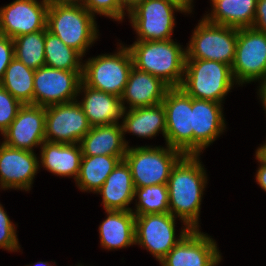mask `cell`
Instances as JSON below:
<instances>
[{"label":"cell","instance_id":"obj_1","mask_svg":"<svg viewBox=\"0 0 266 266\" xmlns=\"http://www.w3.org/2000/svg\"><path fill=\"white\" fill-rule=\"evenodd\" d=\"M200 158V155L184 154L172 168L167 183L169 212L190 229L201 228V204L208 184Z\"/></svg>","mask_w":266,"mask_h":266},{"label":"cell","instance_id":"obj_2","mask_svg":"<svg viewBox=\"0 0 266 266\" xmlns=\"http://www.w3.org/2000/svg\"><path fill=\"white\" fill-rule=\"evenodd\" d=\"M133 66L162 79L172 87H180L184 78L186 47L173 39L134 41L127 45Z\"/></svg>","mask_w":266,"mask_h":266},{"label":"cell","instance_id":"obj_3","mask_svg":"<svg viewBox=\"0 0 266 266\" xmlns=\"http://www.w3.org/2000/svg\"><path fill=\"white\" fill-rule=\"evenodd\" d=\"M46 28L83 57L100 36L96 16L81 3L49 6Z\"/></svg>","mask_w":266,"mask_h":266},{"label":"cell","instance_id":"obj_4","mask_svg":"<svg viewBox=\"0 0 266 266\" xmlns=\"http://www.w3.org/2000/svg\"><path fill=\"white\" fill-rule=\"evenodd\" d=\"M236 85L231 66L213 60L186 59L180 88L190 97L223 104Z\"/></svg>","mask_w":266,"mask_h":266},{"label":"cell","instance_id":"obj_5","mask_svg":"<svg viewBox=\"0 0 266 266\" xmlns=\"http://www.w3.org/2000/svg\"><path fill=\"white\" fill-rule=\"evenodd\" d=\"M114 53L90 57L83 62L82 82L96 90L122 96L133 67L129 48L118 43Z\"/></svg>","mask_w":266,"mask_h":266},{"label":"cell","instance_id":"obj_6","mask_svg":"<svg viewBox=\"0 0 266 266\" xmlns=\"http://www.w3.org/2000/svg\"><path fill=\"white\" fill-rule=\"evenodd\" d=\"M184 154L169 145L130 146L124 156L134 188L167 184L174 165Z\"/></svg>","mask_w":266,"mask_h":266},{"label":"cell","instance_id":"obj_7","mask_svg":"<svg viewBox=\"0 0 266 266\" xmlns=\"http://www.w3.org/2000/svg\"><path fill=\"white\" fill-rule=\"evenodd\" d=\"M192 31L186 47V59L213 60L233 65L237 28L214 24L202 17Z\"/></svg>","mask_w":266,"mask_h":266},{"label":"cell","instance_id":"obj_8","mask_svg":"<svg viewBox=\"0 0 266 266\" xmlns=\"http://www.w3.org/2000/svg\"><path fill=\"white\" fill-rule=\"evenodd\" d=\"M186 12L168 0H141L129 12L128 19L136 34L135 41H165L172 39L176 17Z\"/></svg>","mask_w":266,"mask_h":266},{"label":"cell","instance_id":"obj_9","mask_svg":"<svg viewBox=\"0 0 266 266\" xmlns=\"http://www.w3.org/2000/svg\"><path fill=\"white\" fill-rule=\"evenodd\" d=\"M176 220L170 212L135 216V245L146 249L160 262L191 230L184 225L177 237Z\"/></svg>","mask_w":266,"mask_h":266},{"label":"cell","instance_id":"obj_10","mask_svg":"<svg viewBox=\"0 0 266 266\" xmlns=\"http://www.w3.org/2000/svg\"><path fill=\"white\" fill-rule=\"evenodd\" d=\"M238 86L266 77V33L252 27L237 28L234 63L231 66Z\"/></svg>","mask_w":266,"mask_h":266},{"label":"cell","instance_id":"obj_11","mask_svg":"<svg viewBox=\"0 0 266 266\" xmlns=\"http://www.w3.org/2000/svg\"><path fill=\"white\" fill-rule=\"evenodd\" d=\"M162 104L166 112L165 144L193 155L192 97L180 87H172Z\"/></svg>","mask_w":266,"mask_h":266},{"label":"cell","instance_id":"obj_12","mask_svg":"<svg viewBox=\"0 0 266 266\" xmlns=\"http://www.w3.org/2000/svg\"><path fill=\"white\" fill-rule=\"evenodd\" d=\"M91 127L77 100L46 107L45 141L80 144Z\"/></svg>","mask_w":266,"mask_h":266},{"label":"cell","instance_id":"obj_13","mask_svg":"<svg viewBox=\"0 0 266 266\" xmlns=\"http://www.w3.org/2000/svg\"><path fill=\"white\" fill-rule=\"evenodd\" d=\"M82 71L42 66L34 73L33 105L47 107L78 99Z\"/></svg>","mask_w":266,"mask_h":266},{"label":"cell","instance_id":"obj_14","mask_svg":"<svg viewBox=\"0 0 266 266\" xmlns=\"http://www.w3.org/2000/svg\"><path fill=\"white\" fill-rule=\"evenodd\" d=\"M222 254L212 236L191 229L159 262L161 266H218Z\"/></svg>","mask_w":266,"mask_h":266},{"label":"cell","instance_id":"obj_15","mask_svg":"<svg viewBox=\"0 0 266 266\" xmlns=\"http://www.w3.org/2000/svg\"><path fill=\"white\" fill-rule=\"evenodd\" d=\"M39 156L34 151L0 143V189L29 192L39 173Z\"/></svg>","mask_w":266,"mask_h":266},{"label":"cell","instance_id":"obj_16","mask_svg":"<svg viewBox=\"0 0 266 266\" xmlns=\"http://www.w3.org/2000/svg\"><path fill=\"white\" fill-rule=\"evenodd\" d=\"M48 6L39 0H14L0 7V34L9 38L46 30Z\"/></svg>","mask_w":266,"mask_h":266},{"label":"cell","instance_id":"obj_17","mask_svg":"<svg viewBox=\"0 0 266 266\" xmlns=\"http://www.w3.org/2000/svg\"><path fill=\"white\" fill-rule=\"evenodd\" d=\"M46 107L25 104L1 134L3 143L12 148L34 151L45 141Z\"/></svg>","mask_w":266,"mask_h":266},{"label":"cell","instance_id":"obj_18","mask_svg":"<svg viewBox=\"0 0 266 266\" xmlns=\"http://www.w3.org/2000/svg\"><path fill=\"white\" fill-rule=\"evenodd\" d=\"M223 106L222 103L192 98L193 155H201L226 131Z\"/></svg>","mask_w":266,"mask_h":266},{"label":"cell","instance_id":"obj_19","mask_svg":"<svg viewBox=\"0 0 266 266\" xmlns=\"http://www.w3.org/2000/svg\"><path fill=\"white\" fill-rule=\"evenodd\" d=\"M170 88L159 77L133 66L121 96L123 108L124 110H129L162 103Z\"/></svg>","mask_w":266,"mask_h":266},{"label":"cell","instance_id":"obj_20","mask_svg":"<svg viewBox=\"0 0 266 266\" xmlns=\"http://www.w3.org/2000/svg\"><path fill=\"white\" fill-rule=\"evenodd\" d=\"M80 95H83L81 100ZM77 101L91 126L110 125L122 121L124 108L120 97L93 89L81 81Z\"/></svg>","mask_w":266,"mask_h":266},{"label":"cell","instance_id":"obj_21","mask_svg":"<svg viewBox=\"0 0 266 266\" xmlns=\"http://www.w3.org/2000/svg\"><path fill=\"white\" fill-rule=\"evenodd\" d=\"M82 156L80 144L44 141L40 146L39 167H43L53 175L76 180Z\"/></svg>","mask_w":266,"mask_h":266},{"label":"cell","instance_id":"obj_22","mask_svg":"<svg viewBox=\"0 0 266 266\" xmlns=\"http://www.w3.org/2000/svg\"><path fill=\"white\" fill-rule=\"evenodd\" d=\"M124 140L128 147L129 142L125 139L126 133H132L139 138L152 139L162 134L165 140L166 112L162 103L124 110L122 121Z\"/></svg>","mask_w":266,"mask_h":266},{"label":"cell","instance_id":"obj_23","mask_svg":"<svg viewBox=\"0 0 266 266\" xmlns=\"http://www.w3.org/2000/svg\"><path fill=\"white\" fill-rule=\"evenodd\" d=\"M134 192L130 167L121 160L95 193L101 195L104 210L131 211Z\"/></svg>","mask_w":266,"mask_h":266},{"label":"cell","instance_id":"obj_24","mask_svg":"<svg viewBox=\"0 0 266 266\" xmlns=\"http://www.w3.org/2000/svg\"><path fill=\"white\" fill-rule=\"evenodd\" d=\"M105 213L106 218L98 228L101 247L109 251L135 245V214L122 210Z\"/></svg>","mask_w":266,"mask_h":266},{"label":"cell","instance_id":"obj_25","mask_svg":"<svg viewBox=\"0 0 266 266\" xmlns=\"http://www.w3.org/2000/svg\"><path fill=\"white\" fill-rule=\"evenodd\" d=\"M83 156L108 155L124 157L128 146L121 122L92 126L80 141Z\"/></svg>","mask_w":266,"mask_h":266},{"label":"cell","instance_id":"obj_26","mask_svg":"<svg viewBox=\"0 0 266 266\" xmlns=\"http://www.w3.org/2000/svg\"><path fill=\"white\" fill-rule=\"evenodd\" d=\"M211 12L203 17L214 24L235 28L252 27L257 0H210Z\"/></svg>","mask_w":266,"mask_h":266},{"label":"cell","instance_id":"obj_27","mask_svg":"<svg viewBox=\"0 0 266 266\" xmlns=\"http://www.w3.org/2000/svg\"><path fill=\"white\" fill-rule=\"evenodd\" d=\"M121 160H124V157L108 155L82 156L79 174L74 180L77 188L81 192L95 194Z\"/></svg>","mask_w":266,"mask_h":266},{"label":"cell","instance_id":"obj_28","mask_svg":"<svg viewBox=\"0 0 266 266\" xmlns=\"http://www.w3.org/2000/svg\"><path fill=\"white\" fill-rule=\"evenodd\" d=\"M35 70L14 58L0 85L23 105L33 104Z\"/></svg>","mask_w":266,"mask_h":266},{"label":"cell","instance_id":"obj_29","mask_svg":"<svg viewBox=\"0 0 266 266\" xmlns=\"http://www.w3.org/2000/svg\"><path fill=\"white\" fill-rule=\"evenodd\" d=\"M45 66L65 71H83V56L56 35L45 30Z\"/></svg>","mask_w":266,"mask_h":266},{"label":"cell","instance_id":"obj_30","mask_svg":"<svg viewBox=\"0 0 266 266\" xmlns=\"http://www.w3.org/2000/svg\"><path fill=\"white\" fill-rule=\"evenodd\" d=\"M13 43L17 60L34 70L45 66V30L20 35Z\"/></svg>","mask_w":266,"mask_h":266},{"label":"cell","instance_id":"obj_31","mask_svg":"<svg viewBox=\"0 0 266 266\" xmlns=\"http://www.w3.org/2000/svg\"><path fill=\"white\" fill-rule=\"evenodd\" d=\"M135 207L131 211L138 215L169 213L167 184L135 188Z\"/></svg>","mask_w":266,"mask_h":266},{"label":"cell","instance_id":"obj_32","mask_svg":"<svg viewBox=\"0 0 266 266\" xmlns=\"http://www.w3.org/2000/svg\"><path fill=\"white\" fill-rule=\"evenodd\" d=\"M81 5L94 16H105L119 23L125 19L124 16H128L129 12L120 0H81Z\"/></svg>","mask_w":266,"mask_h":266},{"label":"cell","instance_id":"obj_33","mask_svg":"<svg viewBox=\"0 0 266 266\" xmlns=\"http://www.w3.org/2000/svg\"><path fill=\"white\" fill-rule=\"evenodd\" d=\"M16 225L10 220L4 206L0 203V249L8 252H20L21 245L17 238Z\"/></svg>","mask_w":266,"mask_h":266},{"label":"cell","instance_id":"obj_34","mask_svg":"<svg viewBox=\"0 0 266 266\" xmlns=\"http://www.w3.org/2000/svg\"><path fill=\"white\" fill-rule=\"evenodd\" d=\"M22 106L20 101L0 85V134L10 126Z\"/></svg>","mask_w":266,"mask_h":266},{"label":"cell","instance_id":"obj_35","mask_svg":"<svg viewBox=\"0 0 266 266\" xmlns=\"http://www.w3.org/2000/svg\"><path fill=\"white\" fill-rule=\"evenodd\" d=\"M14 58L13 39L0 35V83L3 80L8 65Z\"/></svg>","mask_w":266,"mask_h":266},{"label":"cell","instance_id":"obj_36","mask_svg":"<svg viewBox=\"0 0 266 266\" xmlns=\"http://www.w3.org/2000/svg\"><path fill=\"white\" fill-rule=\"evenodd\" d=\"M255 159L259 163L256 170V183L266 192V155L261 154L257 149L255 151Z\"/></svg>","mask_w":266,"mask_h":266},{"label":"cell","instance_id":"obj_37","mask_svg":"<svg viewBox=\"0 0 266 266\" xmlns=\"http://www.w3.org/2000/svg\"><path fill=\"white\" fill-rule=\"evenodd\" d=\"M252 28L266 33V0H257L255 19Z\"/></svg>","mask_w":266,"mask_h":266},{"label":"cell","instance_id":"obj_38","mask_svg":"<svg viewBox=\"0 0 266 266\" xmlns=\"http://www.w3.org/2000/svg\"><path fill=\"white\" fill-rule=\"evenodd\" d=\"M259 86L257 87V95L259 96V100L261 101V106L263 107V110L266 114V77L259 81ZM266 116V115H265Z\"/></svg>","mask_w":266,"mask_h":266},{"label":"cell","instance_id":"obj_39","mask_svg":"<svg viewBox=\"0 0 266 266\" xmlns=\"http://www.w3.org/2000/svg\"><path fill=\"white\" fill-rule=\"evenodd\" d=\"M174 4H176L177 6H179L180 8H182L186 14H192L193 11V4H194V0H168Z\"/></svg>","mask_w":266,"mask_h":266},{"label":"cell","instance_id":"obj_40","mask_svg":"<svg viewBox=\"0 0 266 266\" xmlns=\"http://www.w3.org/2000/svg\"><path fill=\"white\" fill-rule=\"evenodd\" d=\"M41 2L49 7L55 4H79L81 0H42Z\"/></svg>","mask_w":266,"mask_h":266},{"label":"cell","instance_id":"obj_41","mask_svg":"<svg viewBox=\"0 0 266 266\" xmlns=\"http://www.w3.org/2000/svg\"><path fill=\"white\" fill-rule=\"evenodd\" d=\"M141 0H120V3L128 10L130 11L137 3H139Z\"/></svg>","mask_w":266,"mask_h":266},{"label":"cell","instance_id":"obj_42","mask_svg":"<svg viewBox=\"0 0 266 266\" xmlns=\"http://www.w3.org/2000/svg\"><path fill=\"white\" fill-rule=\"evenodd\" d=\"M55 264H56L55 261L52 262V264H51V262H48V261H38L35 264L32 263L31 265H26V266H57Z\"/></svg>","mask_w":266,"mask_h":266},{"label":"cell","instance_id":"obj_43","mask_svg":"<svg viewBox=\"0 0 266 266\" xmlns=\"http://www.w3.org/2000/svg\"><path fill=\"white\" fill-rule=\"evenodd\" d=\"M257 149H266V140H265V142H263V144H261L260 146H258Z\"/></svg>","mask_w":266,"mask_h":266},{"label":"cell","instance_id":"obj_44","mask_svg":"<svg viewBox=\"0 0 266 266\" xmlns=\"http://www.w3.org/2000/svg\"><path fill=\"white\" fill-rule=\"evenodd\" d=\"M261 154L266 155V149H257Z\"/></svg>","mask_w":266,"mask_h":266}]
</instances>
